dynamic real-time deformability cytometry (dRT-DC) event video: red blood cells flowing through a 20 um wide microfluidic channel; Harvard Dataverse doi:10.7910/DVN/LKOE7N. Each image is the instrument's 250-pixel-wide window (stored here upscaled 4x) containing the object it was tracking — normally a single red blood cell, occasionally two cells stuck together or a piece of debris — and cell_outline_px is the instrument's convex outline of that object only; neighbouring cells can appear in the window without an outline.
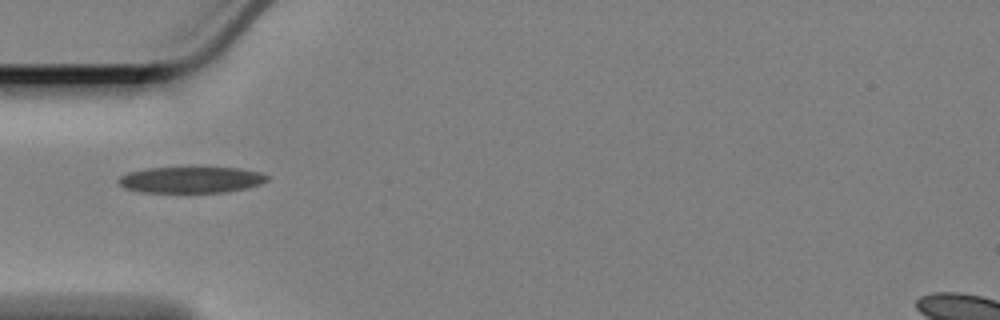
{"species": "Egyptian fruit bat (a non-hibernating species)", "species_latin": "Rousettus aegyptiacus", "temperature_condition": "cold", "stored_images_in_passage": 38, "camera_frame_rate_fps": 3000, "um_per_image_px": 0.085, "animal": {"sex": "female"}, "frame": {"image": 1, "passage_image": 1, "time_ms": 0.0, "image_size_px": [1000, 320], "cell_outline_px": [[268, 180], [260, 184], [244, 188], [224, 192], [140, 192], [124, 188], [116, 180], [120, 176], [128, 172], [148, 168], [192, 164], [196, 164], [240, 168], [260, 172], [268, 176]], "centroid_in_image_um": [16.22, 15.22], "position_along_channel_um": 68.8, "area_um2": 23.93}}
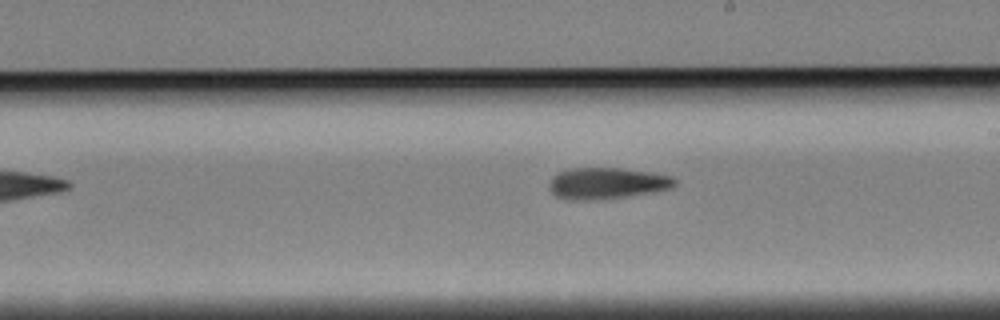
{"frame": {"image": 2, "passage_image": 16, "time_ms": 5.0, "image_size_px": [1000, 320], "cell_outline_px": [[676, 184], [672, 188], [652, 192], [624, 196], [576, 200], [568, 200], [556, 196], [548, 188], [548, 184], [552, 176], [556, 172], [568, 168], [624, 168], [652, 172], [672, 176], [676, 180]], "centroid_in_image_um": [51.55, 15.55], "position_along_channel_um": 237.4, "area_um2": 22.95}}
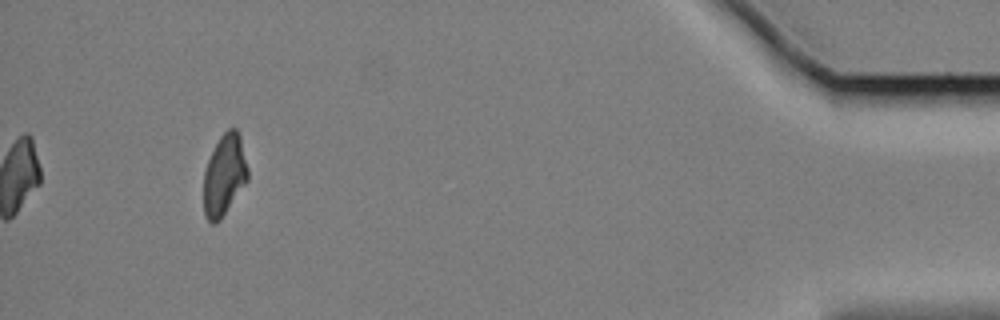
{"frame": {"image": 3, "passage_image": 38, "time_ms": 12.333, "image_size_px": [1000, 320], "cell_outline_px": [[248, 180], [220, 220], [216, 224], [212, 224], [204, 216], [204, 172], [208, 160], [220, 136], [228, 128], [236, 128], [240, 136], [248, 168]], "centroid_in_image_um": [19.07, 14.9], "position_along_channel_um": 416.1, "area_um2": 20.81}}